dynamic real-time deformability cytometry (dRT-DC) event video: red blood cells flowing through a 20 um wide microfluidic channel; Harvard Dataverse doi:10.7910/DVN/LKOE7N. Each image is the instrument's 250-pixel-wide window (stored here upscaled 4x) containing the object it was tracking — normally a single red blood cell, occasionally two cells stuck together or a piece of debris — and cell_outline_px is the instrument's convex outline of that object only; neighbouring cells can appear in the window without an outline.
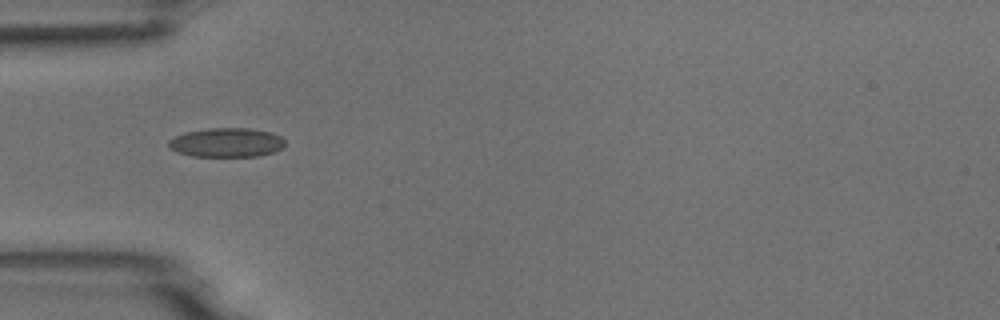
{"species": "common noctule bat (a hibernating species)", "species_latin": "Nyctalus noctula", "temperature_condition": "room temperature", "stored_images_in_passage": 38, "camera_frame_rate_fps": 3000, "um_per_image_px": 0.085, "animal": {"sex": "male", "body_mass_g": 18.8}, "frame": {"image": 1, "passage_image": 1, "time_ms": 0.0, "image_size_px": [1000, 320], "cell_outline_px": [[284, 144], [280, 148], [272, 152], [260, 156], [192, 156], [176, 152], [168, 148], [168, 140], [184, 132], [208, 128], [252, 128], [272, 132], [280, 136], [284, 140]], "centroid_in_image_um": [19.22, 12.1], "position_along_channel_um": 65.8, "area_um2": 19.88}}
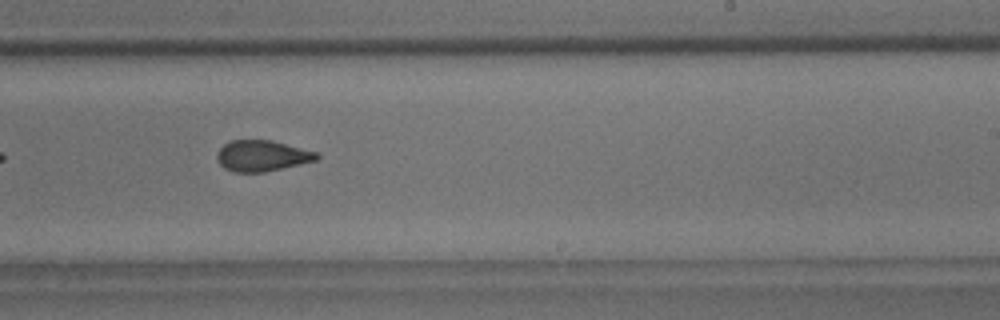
{"frame": {"image": 2, "passage_image": 17, "time_ms": 5.333, "image_size_px": [1000, 320], "cell_outline_px": [[320, 156], [316, 160], [300, 164], [264, 172], [232, 172], [224, 168], [216, 160], [216, 156], [220, 148], [224, 144], [232, 140], [272, 140], [316, 152]], "centroid_in_image_um": [22.24, 13.24], "position_along_channel_um": 266.8, "area_um2": 17.92}}